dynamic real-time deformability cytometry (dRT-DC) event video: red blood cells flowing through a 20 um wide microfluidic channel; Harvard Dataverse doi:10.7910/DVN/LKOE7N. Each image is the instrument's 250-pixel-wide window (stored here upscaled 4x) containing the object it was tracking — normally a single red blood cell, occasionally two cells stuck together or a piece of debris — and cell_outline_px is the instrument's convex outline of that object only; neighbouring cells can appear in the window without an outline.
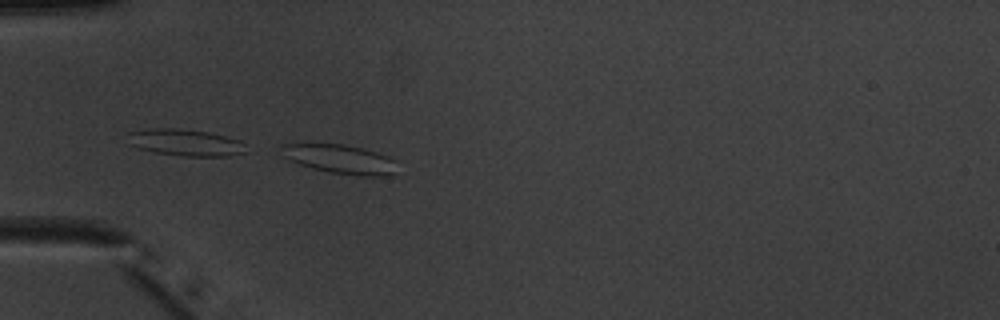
{"species": "common noctule bat (a hibernating species)", "species_latin": "Nyctalus noctula", "temperature_condition": "warm", "stored_images_in_passage": 24, "camera_frame_rate_fps": 3000, "um_per_image_px": 0.085, "animal": {"sex": "male", "body_mass_g": 20.1, "forearm_length_mm": 53.5}, "frame": {"image": 1, "passage_image": 17, "time_ms": 5.333, "image_size_px": [1000, 320], "cell_outline_px": [[396, 172], [392, 176], [360, 176], [328, 172], [312, 168], [288, 160], [276, 148], [280, 144], [304, 140], [344, 144], [364, 148], [388, 156], [396, 160]], "centroid_in_image_um": [28.79, 13.46], "position_along_channel_um": 56.2, "area_um2": 20.92}}